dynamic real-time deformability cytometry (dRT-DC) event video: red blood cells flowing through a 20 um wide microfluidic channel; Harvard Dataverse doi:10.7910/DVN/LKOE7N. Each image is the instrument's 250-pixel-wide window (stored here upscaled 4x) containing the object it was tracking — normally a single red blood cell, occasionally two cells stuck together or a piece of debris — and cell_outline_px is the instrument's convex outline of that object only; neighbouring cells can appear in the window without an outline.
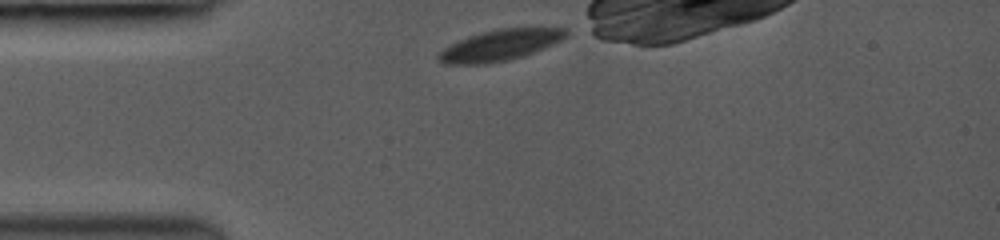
{"species": "common noctule bat (a hibernating species)", "species_latin": "Nyctalus noctula", "temperature_condition": "room temperature", "stored_images_in_passage": 35, "camera_frame_rate_fps": 3000, "um_per_image_px": 0.085, "animal": {"sex": "female", "body_mass_g": 19.0, "forearm_length_mm": 53.3}, "frame": {"image": 1, "passage_image": 1, "time_ms": 0.0, "image_size_px": [1000, 240], "cell_outline_px": [[568, 36], [552, 44], [524, 56], [508, 60], [488, 64], [444, 64], [436, 60], [436, 52], [468, 36], [496, 28], [532, 24], [568, 28]], "centroid_in_image_um": [42.58, 3.78], "position_along_channel_um": 42.4, "area_um2": 24.16}}
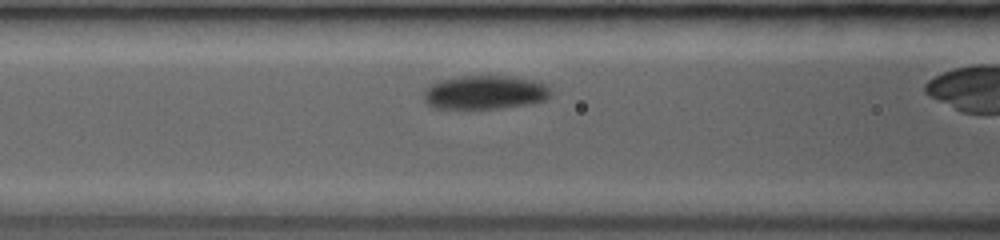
{"frame": {"image": 2, "passage_image": 12, "time_ms": 2.667, "image_size_px": [1000, 240], "cell_outline_px": [[552, 92], [544, 100], [532, 104], [496, 108], [432, 108], [424, 100], [424, 88], [428, 84], [440, 80], [464, 76], [508, 76], [532, 80], [544, 84]], "centroid_in_image_um": [41.17, 7.85], "position_along_channel_um": 125.4, "area_um2": 24.91}}
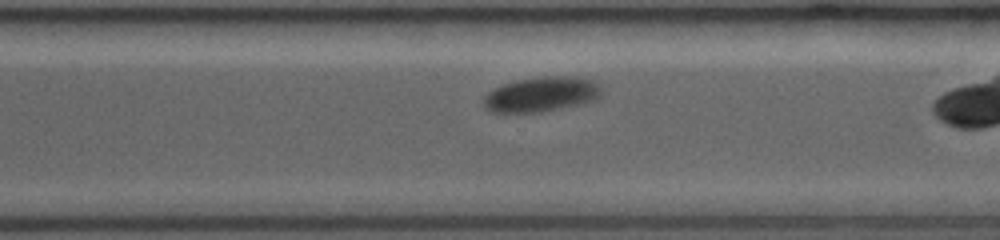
{"frame": {"image": 3, "passage_image": 32, "time_ms": 7.667, "image_size_px": [1000, 240], "cell_outline_px": [[604, 88], [600, 96], [584, 104], [540, 112], [488, 112], [484, 108], [484, 96], [488, 92], [504, 84], [520, 80], [544, 76], [576, 76], [592, 80], [600, 84]], "centroid_in_image_um": [46.07, 8.02], "position_along_channel_um": 324.5, "area_um2": 24.1}}